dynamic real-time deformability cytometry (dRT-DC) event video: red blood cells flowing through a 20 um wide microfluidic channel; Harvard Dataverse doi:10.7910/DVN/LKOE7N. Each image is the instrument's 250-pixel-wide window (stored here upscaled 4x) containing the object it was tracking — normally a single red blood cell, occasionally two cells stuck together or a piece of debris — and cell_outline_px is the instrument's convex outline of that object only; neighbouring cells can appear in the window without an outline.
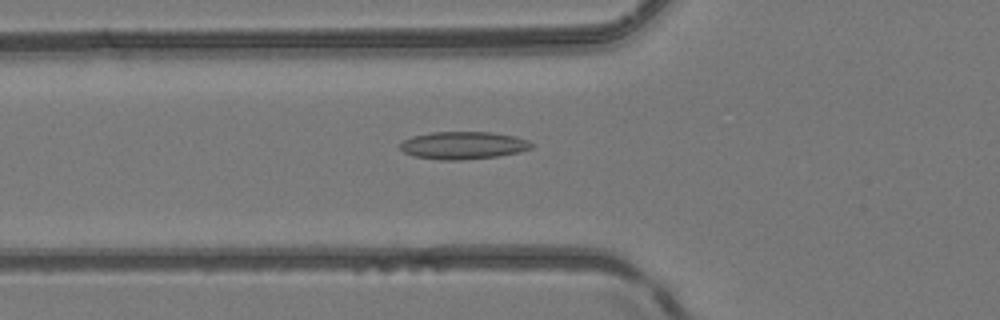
{"species": "common noctule bat (a hibernating species)", "species_latin": "Nyctalus noctula", "temperature_condition": "room temperature", "stored_images_in_passage": 51, "camera_frame_rate_fps": 3000, "um_per_image_px": 0.085, "animal": {"sex": "female", "body_mass_g": 24.6, "forearm_length_mm": 56.2}, "frame": {"image": 1, "passage_image": 19, "time_ms": 6.0, "image_size_px": [1000, 320], "cell_outline_px": [[532, 148], [516, 152], [496, 156], [460, 160], [440, 160], [416, 156], [404, 152], [400, 148], [400, 144], [404, 140], [412, 136], [432, 132], [492, 132], [516, 136], [528, 140], [532, 144]], "centroid_in_image_um": [39.37, 12.34], "position_along_channel_um": 86.4, "area_um2": 20.92}}
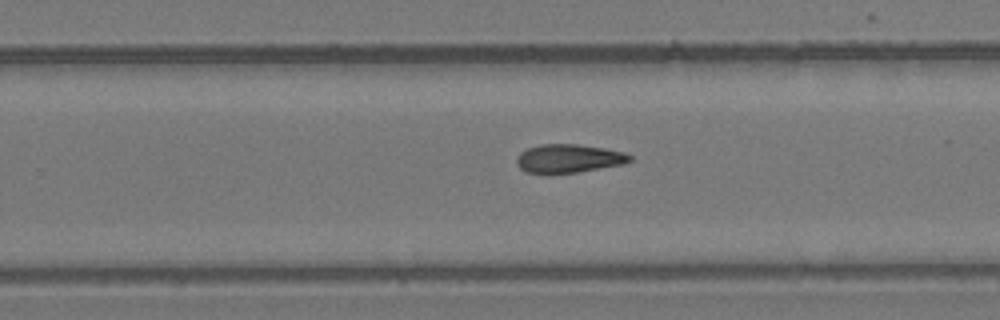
{"frame": {"image": 2, "passage_image": 33, "time_ms": 10.667, "image_size_px": [1000, 320], "cell_outline_px": [[632, 160], [624, 164], [576, 172], [528, 172], [520, 168], [516, 164], [516, 160], [520, 152], [528, 148], [540, 144], [576, 144], [604, 148], [624, 152], [632, 156]], "centroid_in_image_um": [48.36, 13.45], "position_along_channel_um": 281.4, "area_um2": 18.5}}
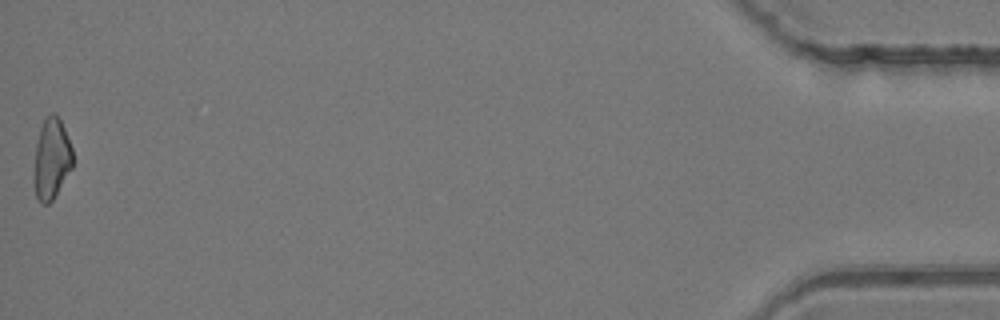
{"frame": {"image": 3, "passage_image": 51, "time_ms": 16.667, "image_size_px": [1000, 320], "cell_outline_px": [[72, 168], [52, 200], [48, 204], [44, 204], [36, 196], [36, 144], [40, 128], [44, 116], [52, 112], [56, 112], [64, 128], [72, 148]], "centroid_in_image_um": [4.41, 13.42], "position_along_channel_um": 430.8, "area_um2": 17.69}}